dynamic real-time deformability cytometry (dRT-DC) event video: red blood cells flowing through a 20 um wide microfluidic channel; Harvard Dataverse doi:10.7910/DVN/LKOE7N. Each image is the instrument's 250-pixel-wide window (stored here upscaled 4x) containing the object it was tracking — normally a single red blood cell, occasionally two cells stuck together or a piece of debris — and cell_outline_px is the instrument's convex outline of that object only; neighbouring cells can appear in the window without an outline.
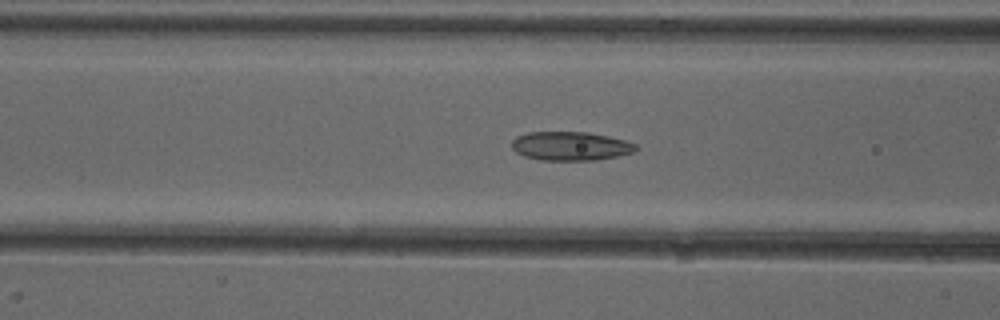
{"species": "common noctule bat (a hibernating species)", "species_latin": "Nyctalus noctula", "temperature_condition": "cold", "stored_images_in_passage": 52, "camera_frame_rate_fps": 3000, "um_per_image_px": 0.085, "animal": {"sex": "female"}, "frame": {"image": 1, "passage_image": 21, "time_ms": 6.667, "image_size_px": [1000, 320], "cell_outline_px": [[636, 148], [632, 152], [616, 156], [596, 160], [540, 160], [524, 156], [516, 152], [512, 148], [512, 140], [516, 136], [528, 132], [588, 132], [608, 136], [624, 140], [636, 144]], "centroid_in_image_um": [48.45, 12.41], "position_along_channel_um": 118.2, "area_um2": 20.75}}
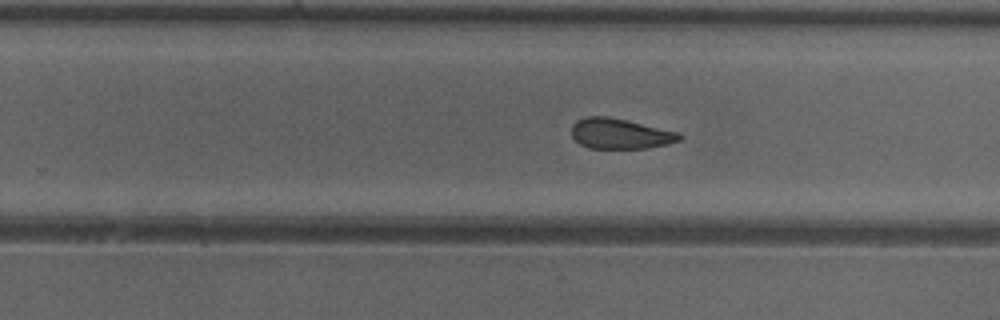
{"frame": {"image": 2, "passage_image": 33, "time_ms": 10.667, "image_size_px": [1000, 320], "cell_outline_px": [[684, 136], [680, 140], [668, 144], [648, 148], [588, 148], [580, 144], [572, 136], [572, 124], [576, 120], [588, 116], [608, 116], [680, 132]], "centroid_in_image_um": [52.73, 11.36], "position_along_channel_um": 277.1, "area_um2": 19.19}}
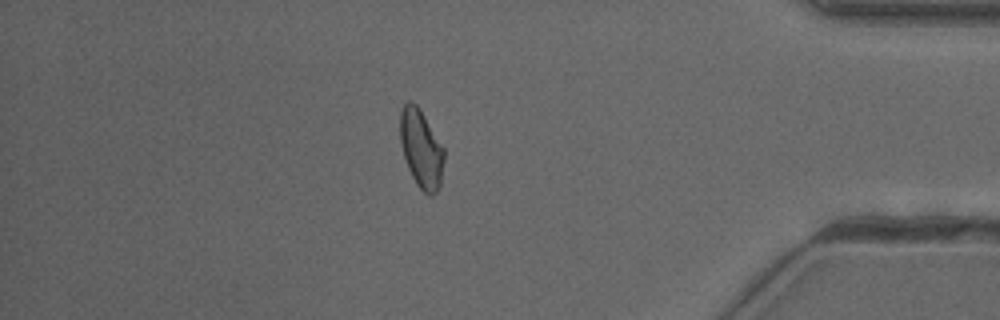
{"frame": {"image": 3, "passage_image": 45, "time_ms": 14.667, "image_size_px": [1000, 320], "cell_outline_px": [[444, 160], [440, 188], [432, 196], [428, 196], [416, 184], [408, 168], [404, 156], [400, 140], [400, 112], [404, 104], [408, 100], [412, 100], [420, 108], [444, 148]], "centroid_in_image_um": [35.81, 12.64], "position_along_channel_um": 399.4, "area_um2": 20.23}, "authors_computed_cell_mechanics": {"area_um2": 20.23, "velocity_mm_per_s": 3.9823, "shape_relaxation_time_tau1_ms": null, "shape_relaxation_time_tau2_ms": 2.3988, "deformation_change_tau1": null, "deformation_change_tau2": 0.1024}}